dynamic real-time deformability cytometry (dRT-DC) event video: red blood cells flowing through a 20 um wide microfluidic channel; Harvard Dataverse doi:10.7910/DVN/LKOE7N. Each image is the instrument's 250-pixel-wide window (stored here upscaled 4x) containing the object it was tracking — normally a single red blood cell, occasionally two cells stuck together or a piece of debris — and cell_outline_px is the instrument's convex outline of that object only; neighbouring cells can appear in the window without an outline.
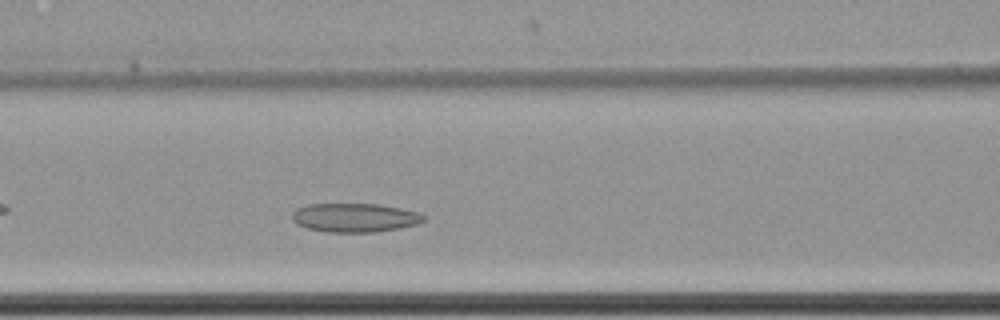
{"species": "common noctule bat (a hibernating species)", "species_latin": "Nyctalus noctula", "temperature_condition": "cold", "stored_images_in_passage": 42, "camera_frame_rate_fps": 3000, "um_per_image_px": 0.085, "animal": {"sex": "female", "body_mass_g": 22.7, "forearm_length_mm": 54.2}, "frame": {"image": 1, "passage_image": 12, "time_ms": 3.667, "image_size_px": [1000, 320], "cell_outline_px": [[428, 216], [424, 220], [416, 224], [400, 228], [376, 232], [328, 232], [308, 228], [292, 220], [292, 212], [296, 208], [308, 204], [380, 204], [420, 212]], "centroid_in_image_um": [30.19, 18.49], "position_along_channel_um": 136.4, "area_um2": 22.2}}
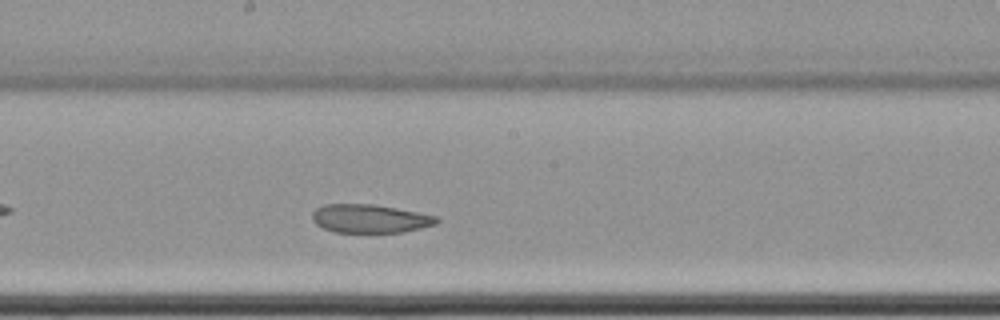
{"frame": {"image": 2, "passage_image": 19, "time_ms": 6.0, "image_size_px": [1000, 320], "cell_outline_px": [[440, 220], [436, 224], [404, 232], [336, 232], [324, 228], [316, 224], [312, 220], [312, 212], [316, 208], [324, 204], [372, 204], [396, 208], [436, 216]], "centroid_in_image_um": [31.42, 18.58], "position_along_channel_um": 216.8, "area_um2": 20.52}}
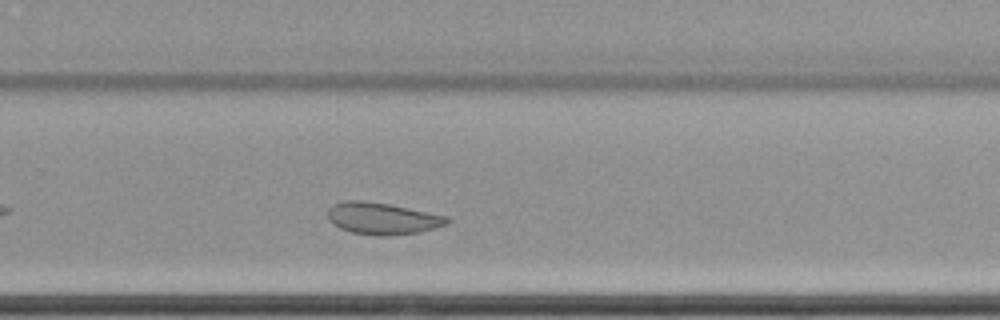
{"frame": {"image": 3, "passage_image": 26, "time_ms": 8.333, "image_size_px": [1000, 320], "cell_outline_px": [[452, 220], [448, 224], [420, 232], [384, 236], [376, 236], [352, 232], [340, 228], [328, 220], [328, 208], [332, 204], [344, 200], [364, 200], [388, 204], [448, 216]], "centroid_in_image_um": [32.5, 18.56], "position_along_channel_um": 297.3, "area_um2": 22.25}, "authors_computed_cell_mechanics": {"area_um2": 22.6287, "velocity_mm_per_s": 3.4521, "shape_relaxation_time_tau1_ms": null, "shape_relaxation_time_tau2_ms": 4.8144, "deformation_change_tau1": null, "deformation_change_tau2": 0.0876}}